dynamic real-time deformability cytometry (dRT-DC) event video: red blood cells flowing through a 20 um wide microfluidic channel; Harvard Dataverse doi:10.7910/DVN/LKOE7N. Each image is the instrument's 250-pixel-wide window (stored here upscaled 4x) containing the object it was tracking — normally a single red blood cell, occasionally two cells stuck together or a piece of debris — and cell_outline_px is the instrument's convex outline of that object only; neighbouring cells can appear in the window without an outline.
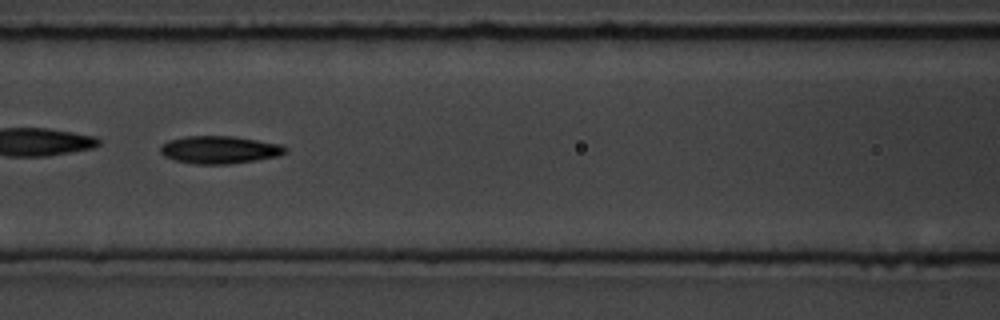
{"species": "common noctule bat (a hibernating species)", "species_latin": "Nyctalus noctula", "temperature_condition": "room temperature", "stored_images_in_passage": 15, "camera_frame_rate_fps": 3000, "um_per_image_px": 0.085, "animal": {"sex": "male", "body_mass_g": 19.5, "forearm_length_mm": 54.6}, "frame": {"image": 1, "passage_image": 7, "time_ms": 7.667, "image_size_px": [1000, 320], "cell_outline_px": [[288, 148], [284, 152], [276, 156], [256, 160], [228, 164], [196, 164], [176, 160], [164, 156], [160, 152], [160, 144], [168, 140], [184, 136], [232, 136], [280, 144]], "centroid_in_image_um": [18.6, 12.72], "position_along_channel_um": 148.0, "area_um2": 20.0}}
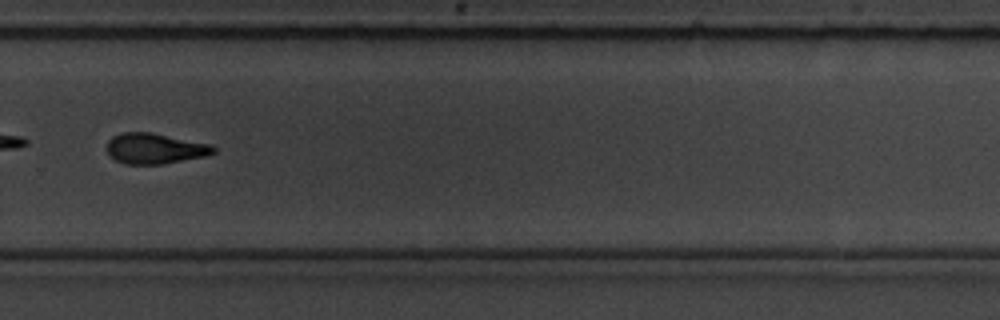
{"frame": {"image": 2, "passage_image": 11, "time_ms": 12.333, "image_size_px": [1000, 320], "cell_outline_px": [[216, 152], [208, 156], [160, 164], [124, 164], [116, 160], [108, 152], [108, 140], [112, 136], [120, 132], [152, 132], [212, 144], [216, 148]], "centroid_in_image_um": [13.21, 12.61], "position_along_channel_um": 316.6, "area_um2": 19.13}, "authors_computed_cell_mechanics": {"area_um2": 19.4208, "velocity_mm_per_s": 3.6231, "shape_relaxation_time_tau1_ms": 5.2959, "shape_relaxation_time_tau2_ms": null, "deformation_change_tau1": 0.1411, "deformation_change_tau2": null}}